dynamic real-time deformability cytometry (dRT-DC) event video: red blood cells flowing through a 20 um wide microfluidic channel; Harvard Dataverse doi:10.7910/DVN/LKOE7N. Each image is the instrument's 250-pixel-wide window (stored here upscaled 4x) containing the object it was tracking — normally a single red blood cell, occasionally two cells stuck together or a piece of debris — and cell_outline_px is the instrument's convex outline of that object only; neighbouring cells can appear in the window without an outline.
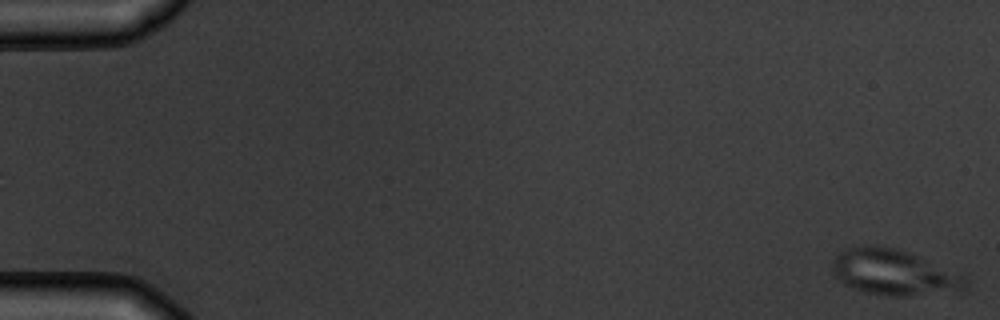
{"species": "common noctule bat (a hibernating species)", "species_latin": "Nyctalus noctula", "temperature_condition": "warm", "stored_images_in_passage": 3, "segment_of_instrument_passage": [2, 2], "camera_frame_rate_fps": 3000, "um_per_image_px": 0.085, "animal": {"sex": "male", "body_mass_g": 19.5, "forearm_length_mm": 54.6}, "frame": {"image": 1, "passage_image": 3, "time_ms": 2.333, "image_size_px": [1000, 320], "cell_outline_px": [[968, 288], [960, 292], [908, 296], [888, 296], [868, 292], [852, 288], [844, 284], [836, 276], [832, 268], [832, 260], [844, 248], [876, 244], [908, 252], [968, 276]], "centroid_in_image_um": [76.05, 23.17], "position_along_channel_um": 9.0, "area_um2": 35.89}}